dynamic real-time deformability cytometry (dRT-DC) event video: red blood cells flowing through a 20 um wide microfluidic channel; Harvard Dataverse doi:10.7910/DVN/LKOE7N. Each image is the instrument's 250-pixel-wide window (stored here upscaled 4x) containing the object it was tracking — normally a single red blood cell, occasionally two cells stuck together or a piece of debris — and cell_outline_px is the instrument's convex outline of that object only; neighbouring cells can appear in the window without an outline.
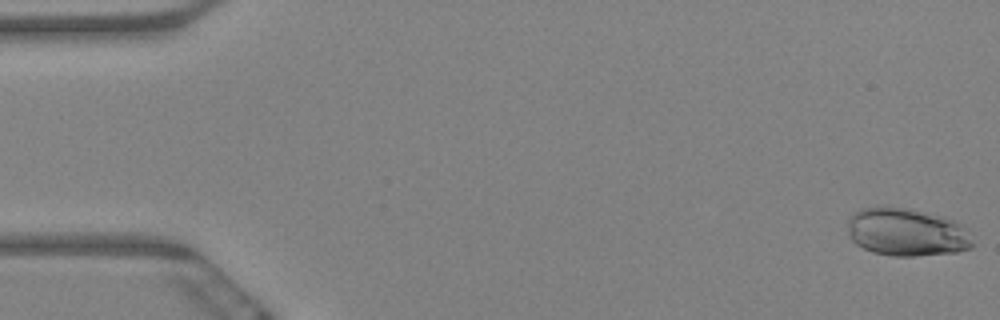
{"species": "Egyptian fruit bat (a non-hibernating species)", "species_latin": "Rousettus aegyptiacus", "temperature_condition": "warm", "stored_images_in_passage": 55, "camera_frame_rate_fps": 3000, "um_per_image_px": 0.085, "animal": {"sex": "female"}, "frame": {"image": 1, "passage_image": 1, "time_ms": 0.0, "image_size_px": [1000, 320], "cell_outline_px": [[972, 248], [956, 252], [912, 256], [892, 256], [872, 252], [856, 244], [852, 240], [848, 232], [848, 220], [856, 212], [864, 208], [880, 204], [904, 208], [944, 216], [956, 220], [960, 224], [972, 244]], "centroid_in_image_um": [77.02, 19.72], "position_along_channel_um": 8.0, "area_um2": 34.8}}
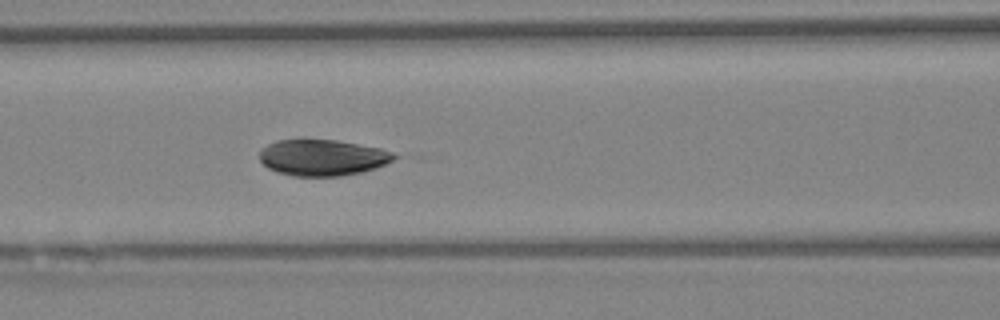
{"frame": {"image": 2, "passage_image": 27, "time_ms": 8.667, "image_size_px": [1000, 320], "cell_outline_px": [[400, 156], [376, 168], [364, 172], [340, 176], [292, 176], [276, 172], [268, 168], [260, 160], [260, 148], [276, 140], [336, 140], [380, 148], [392, 152]], "centroid_in_image_um": [27.41, 13.4], "position_along_channel_um": 139.2, "area_um2": 28.44}}
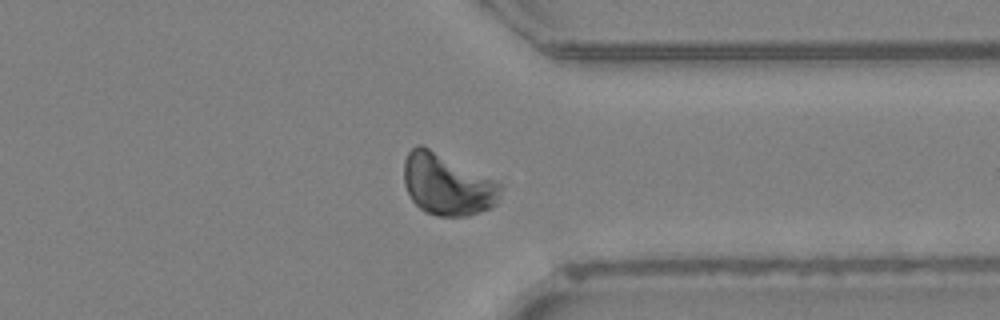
{"frame": {"image": 3, "passage_image": 49, "time_ms": 16.0, "image_size_px": [1000, 320], "cell_outline_px": [[500, 192], [496, 204], [488, 208], [468, 216], [436, 216], [424, 212], [412, 200], [404, 184], [404, 160], [408, 152], [416, 144], [420, 144], [500, 184]], "centroid_in_image_um": [37.94, 15.71], "position_along_channel_um": 373.5, "area_um2": 33.7}}